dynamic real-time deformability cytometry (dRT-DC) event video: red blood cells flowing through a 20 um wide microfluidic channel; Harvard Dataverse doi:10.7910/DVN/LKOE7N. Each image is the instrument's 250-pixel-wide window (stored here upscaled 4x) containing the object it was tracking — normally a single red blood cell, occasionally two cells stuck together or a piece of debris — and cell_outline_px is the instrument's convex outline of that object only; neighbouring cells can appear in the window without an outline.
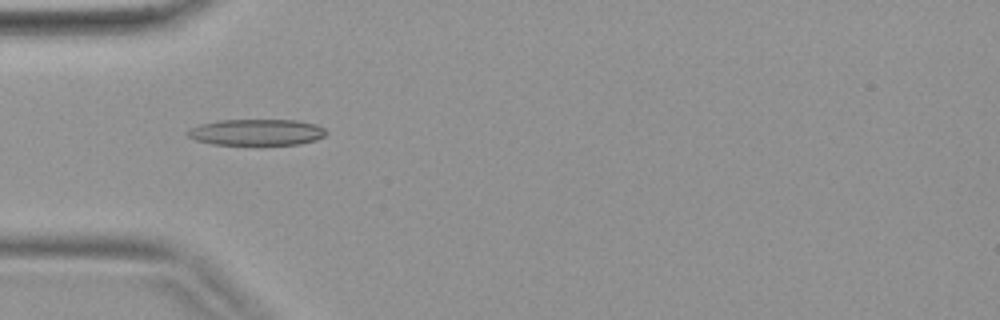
{"species": "common noctule bat (a hibernating species)", "species_latin": "Nyctalus noctula", "temperature_condition": "warm", "stored_images_in_passage": 41, "camera_frame_rate_fps": 3000, "um_per_image_px": 0.085, "animal": {"sex": "female", "body_mass_g": 19.9}, "frame": {"image": 1, "passage_image": 13, "time_ms": 4.0, "image_size_px": [1000, 320], "cell_outline_px": [[328, 132], [324, 136], [316, 140], [300, 144], [212, 144], [196, 140], [188, 136], [184, 132], [188, 128], [200, 124], [216, 120], [296, 120], [316, 124], [324, 128]], "centroid_in_image_um": [21.79, 11.23], "position_along_channel_um": 63.2, "area_um2": 21.27}}
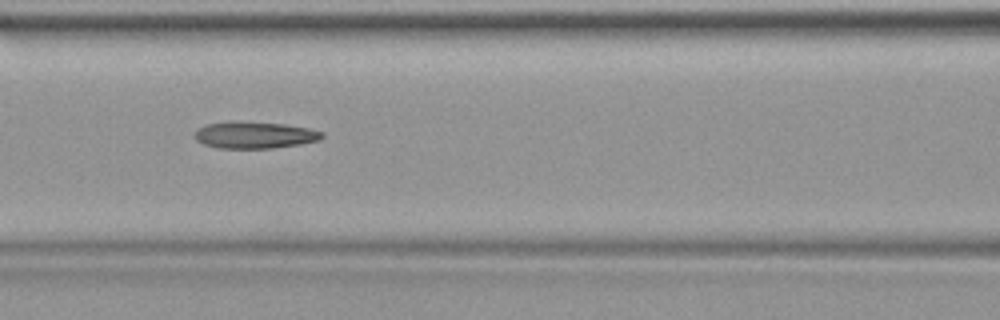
{"frame": {"image": 2, "passage_image": 18, "time_ms": 5.667, "image_size_px": [1000, 320], "cell_outline_px": [[324, 136], [320, 140], [300, 144], [272, 148], [216, 148], [204, 144], [196, 140], [192, 136], [196, 128], [208, 124], [284, 124], [308, 128], [324, 132]], "centroid_in_image_um": [21.66, 11.53], "position_along_channel_um": 144.9, "area_um2": 19.07}}
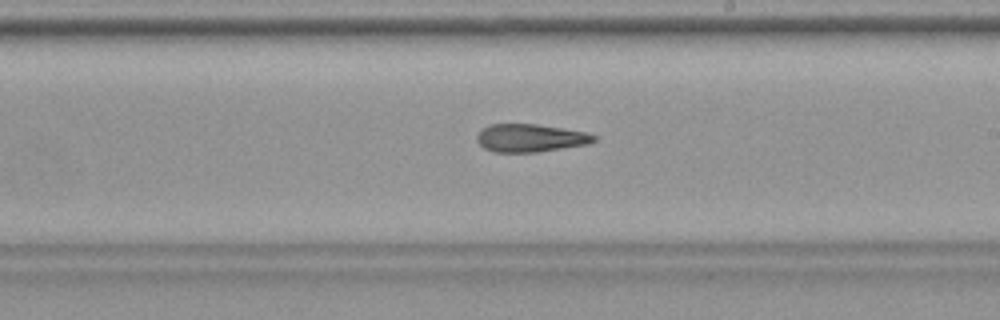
{"frame": {"image": 3, "passage_image": 24, "time_ms": 7.667, "image_size_px": [1000, 320], "cell_outline_px": [[596, 140], [588, 144], [536, 152], [492, 152], [484, 148], [476, 140], [476, 136], [488, 124], [536, 124], [564, 128], [588, 132], [596, 136]], "centroid_in_image_um": [45.08, 11.72], "position_along_channel_um": 243.9, "area_um2": 19.07}}